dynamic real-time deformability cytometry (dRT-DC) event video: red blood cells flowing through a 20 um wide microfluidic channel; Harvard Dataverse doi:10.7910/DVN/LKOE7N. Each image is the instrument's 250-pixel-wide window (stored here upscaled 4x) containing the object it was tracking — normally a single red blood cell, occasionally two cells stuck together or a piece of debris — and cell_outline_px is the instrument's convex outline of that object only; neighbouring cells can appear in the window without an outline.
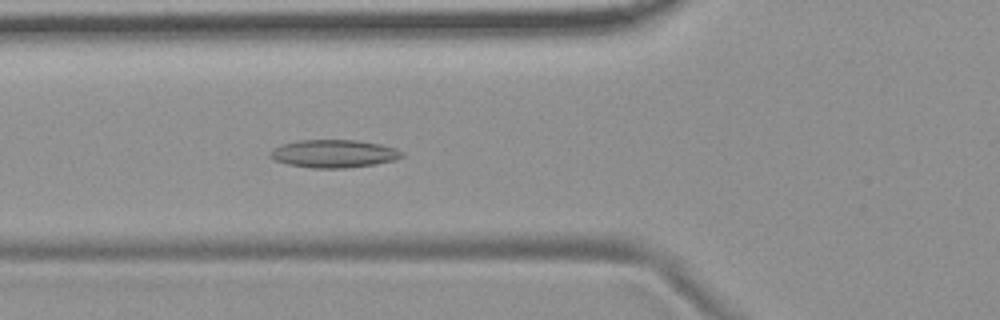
{"species": "common noctule bat (a hibernating species)", "species_latin": "Nyctalus noctula", "temperature_condition": "room temperature", "stored_images_in_passage": 54, "camera_frame_rate_fps": 3000, "um_per_image_px": 0.085, "animal": {"sex": "female", "body_mass_g": 19.9}, "frame": {"image": 1, "passage_image": 19, "time_ms": 6.0, "image_size_px": [1000, 320], "cell_outline_px": [[404, 156], [396, 160], [376, 164], [344, 168], [312, 168], [288, 164], [276, 160], [268, 156], [268, 152], [284, 144], [300, 140], [356, 140], [380, 144], [396, 148], [404, 152]], "centroid_in_image_um": [28.42, 13.06], "position_along_channel_um": 97.4, "area_um2": 21.39}}
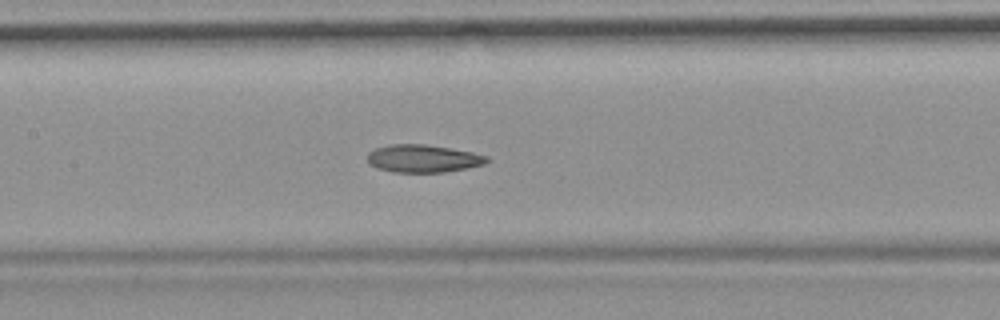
{"frame": {"image": 2, "passage_image": 25, "time_ms": 8.0, "image_size_px": [1000, 320], "cell_outline_px": [[492, 160], [484, 164], [468, 168], [444, 172], [392, 172], [376, 168], [368, 164], [368, 152], [376, 148], [392, 144], [424, 144], [452, 148], [472, 152], [488, 156]], "centroid_in_image_um": [35.98, 13.48], "position_along_channel_um": 171.4, "area_um2": 19.48}}
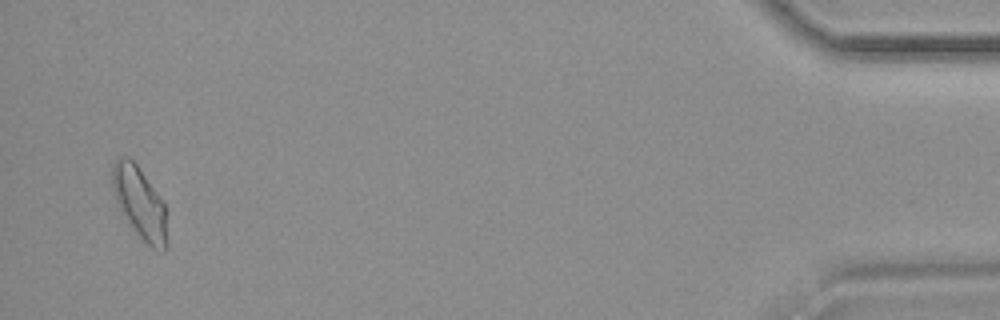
{"frame": {"image": 3, "passage_image": 52, "time_ms": 17.0, "image_size_px": [1000, 320], "cell_outline_px": [[164, 252], [160, 252], [152, 248], [128, 224], [120, 212], [112, 188], [112, 164], [120, 156], [128, 156], [136, 164], [156, 192], [164, 204]], "centroid_in_image_um": [11.79, 17.19], "position_along_channel_um": 423.4, "area_um2": 22.14}, "authors_computed_cell_mechanics": {"area_um2": 20.6346, "velocity_mm_per_s": 3.6967, "shape_relaxation_time_tau1_ms": null, "shape_relaxation_time_tau2_ms": 3.8618, "deformation_change_tau1": null, "deformation_change_tau2": 0.1025}}